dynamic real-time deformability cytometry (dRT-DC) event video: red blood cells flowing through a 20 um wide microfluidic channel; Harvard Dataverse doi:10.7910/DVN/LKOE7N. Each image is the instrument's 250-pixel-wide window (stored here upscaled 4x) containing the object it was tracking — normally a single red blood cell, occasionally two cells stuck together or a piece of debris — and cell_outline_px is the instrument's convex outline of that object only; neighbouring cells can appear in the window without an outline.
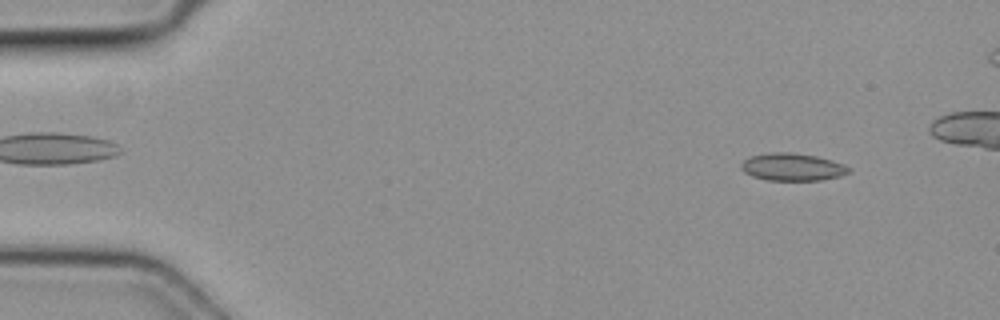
{"species": "common noctule bat (a hibernating species)", "species_latin": "Nyctalus noctula", "temperature_condition": "cold", "stored_images_in_passage": 3, "camera_frame_rate_fps": 3000, "um_per_image_px": 0.085, "animal": {"sex": "female", "body_mass_g": 19.3, "forearm_length_mm": 54.1}, "frame": {"image": 1, "passage_image": 1, "time_ms": 0.0, "image_size_px": [1000, 320], "cell_outline_px": [[852, 172], [840, 176], [820, 180], [764, 180], [752, 176], [744, 172], [740, 168], [740, 164], [748, 156], [768, 152], [792, 152], [816, 156], [832, 160], [852, 168]], "centroid_in_image_um": [67.33, 14.19], "position_along_channel_um": 17.7, "area_um2": 17.51}}